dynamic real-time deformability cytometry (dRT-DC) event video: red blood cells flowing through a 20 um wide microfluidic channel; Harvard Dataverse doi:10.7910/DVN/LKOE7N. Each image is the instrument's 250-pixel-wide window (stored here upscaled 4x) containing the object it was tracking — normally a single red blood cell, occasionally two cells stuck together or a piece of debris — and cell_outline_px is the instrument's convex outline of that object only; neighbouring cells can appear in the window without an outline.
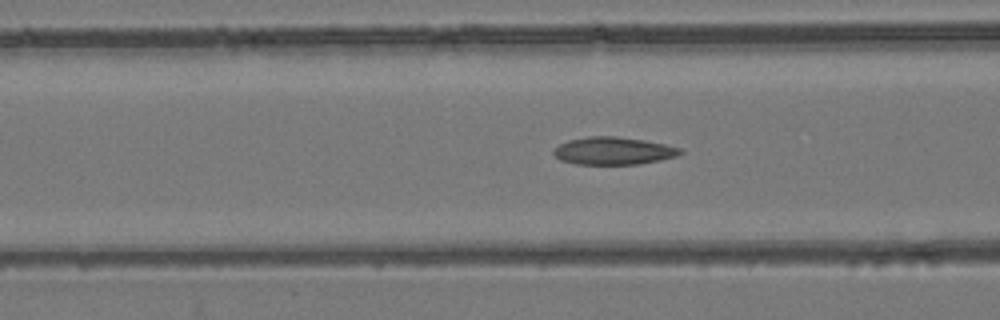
{"species": "common noctule bat (a hibernating species)", "species_latin": "Nyctalus noctula", "temperature_condition": "room temperature", "stored_images_in_passage": 54, "camera_frame_rate_fps": 3000, "um_per_image_px": 0.085, "animal": {"sex": "female", "body_mass_g": 24.6, "forearm_length_mm": 56.2}, "frame": {"image": 1, "passage_image": 22, "time_ms": 7.0, "image_size_px": [1000, 320], "cell_outline_px": [[684, 152], [676, 156], [660, 160], [640, 164], [576, 164], [560, 160], [552, 152], [560, 144], [568, 140], [588, 136], [616, 136], [644, 140], [664, 144], [680, 148]], "centroid_in_image_um": [52.14, 12.82], "position_along_channel_um": 114.5, "area_um2": 20.29}}
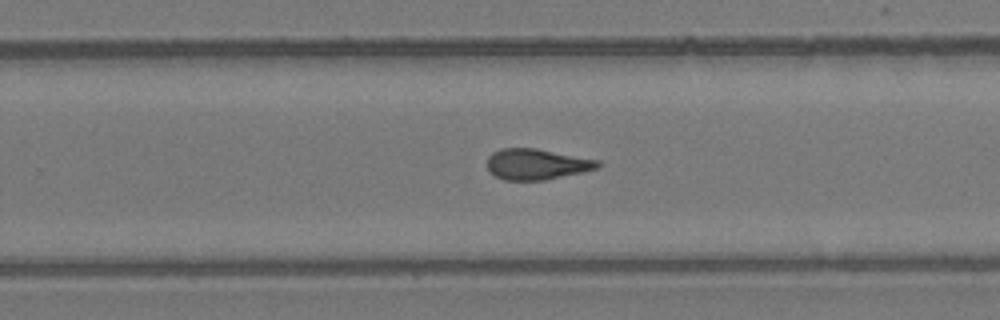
{"frame": {"image": 2, "passage_image": 35, "time_ms": 11.333, "image_size_px": [1000, 320], "cell_outline_px": [[600, 164], [596, 168], [580, 172], [544, 180], [504, 180], [496, 176], [488, 168], [488, 156], [492, 152], [500, 148], [536, 148], [600, 160]], "centroid_in_image_um": [45.59, 13.94], "position_along_channel_um": 284.2, "area_um2": 19.65}}
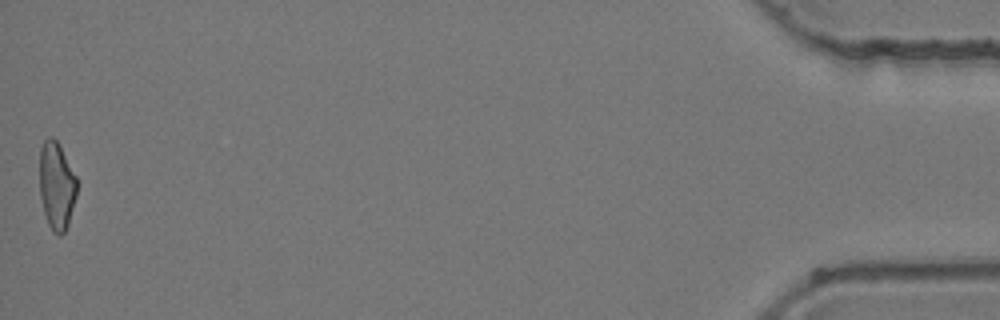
{"frame": {"image": 3, "passage_image": 54, "time_ms": 17.667, "image_size_px": [1000, 320], "cell_outline_px": [[76, 196], [68, 224], [64, 232], [60, 236], [52, 232], [48, 224], [44, 212], [40, 196], [40, 148], [44, 140], [48, 136], [52, 136], [56, 140], [76, 176]], "centroid_in_image_um": [4.79, 15.8], "position_along_channel_um": 430.4, "area_um2": 18.9}, "authors_computed_cell_mechanics": {"area_um2": 20.2878, "velocity_mm_per_s": 3.9205, "shape_relaxation_time_tau1_ms": null, "shape_relaxation_time_tau2_ms": 3.2488, "deformation_change_tau1": null, "deformation_change_tau2": 0.1322}}